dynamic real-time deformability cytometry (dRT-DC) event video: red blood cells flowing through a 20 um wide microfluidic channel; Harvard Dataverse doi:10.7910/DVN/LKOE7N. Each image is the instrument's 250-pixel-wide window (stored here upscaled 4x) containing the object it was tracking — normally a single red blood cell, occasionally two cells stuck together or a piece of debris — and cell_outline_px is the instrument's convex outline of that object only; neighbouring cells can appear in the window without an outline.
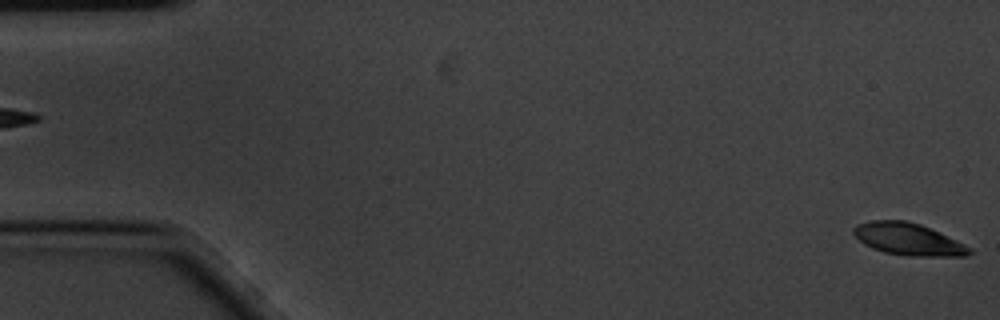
{"species": "common noctule bat (a hibernating species)", "species_latin": "Nyctalus noctula", "temperature_condition": "cold", "stored_images_in_passage": 6, "camera_frame_rate_fps": 3000, "um_per_image_px": 0.085, "animal": {"sex": "male", "body_mass_g": 20.1, "forearm_length_mm": 53.5}, "frame": {"image": 1, "passage_image": 1, "time_ms": 0.0, "image_size_px": [1000, 320], "cell_outline_px": [[972, 252], [964, 256], [908, 256], [884, 252], [872, 248], [864, 244], [852, 232], [852, 228], [856, 224], [872, 220], [904, 220], [920, 224], [956, 240], [972, 248]], "centroid_in_image_um": [77.17, 20.33], "position_along_channel_um": 7.8, "area_um2": 21.56}}
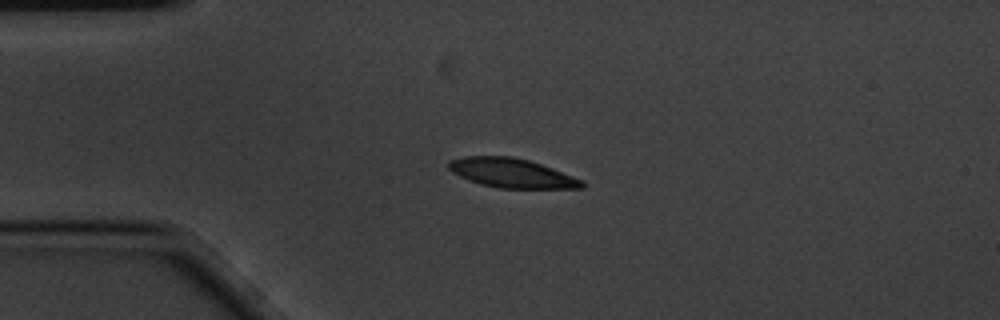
{"frame": {"image": 2, "passage_image": 4, "time_ms": 1.0, "image_size_px": [1000, 320], "cell_outline_px": [[584, 188], [500, 188], [480, 184], [460, 176], [452, 172], [448, 168], [448, 160], [464, 156], [512, 156], [528, 160], [552, 168], [584, 180]], "centroid_in_image_um": [43.48, 14.7], "position_along_channel_um": 41.5, "area_um2": 22.66}}
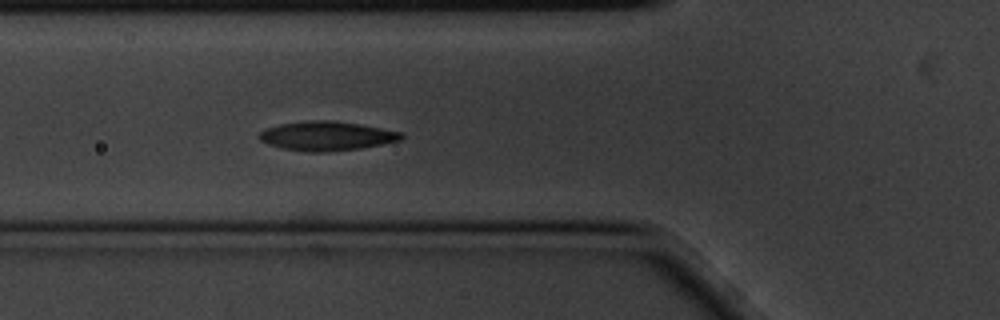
{"frame": {"image": 3, "passage_image": 6, "time_ms": 1.667, "image_size_px": [1000, 320], "cell_outline_px": [[404, 136], [400, 140], [360, 148], [324, 152], [308, 152], [284, 148], [268, 144], [260, 140], [260, 132], [268, 128], [280, 124], [308, 120], [332, 120], [360, 124], [404, 132]], "centroid_in_image_um": [27.8, 11.55], "position_along_channel_um": 98.0, "area_um2": 23.99}}